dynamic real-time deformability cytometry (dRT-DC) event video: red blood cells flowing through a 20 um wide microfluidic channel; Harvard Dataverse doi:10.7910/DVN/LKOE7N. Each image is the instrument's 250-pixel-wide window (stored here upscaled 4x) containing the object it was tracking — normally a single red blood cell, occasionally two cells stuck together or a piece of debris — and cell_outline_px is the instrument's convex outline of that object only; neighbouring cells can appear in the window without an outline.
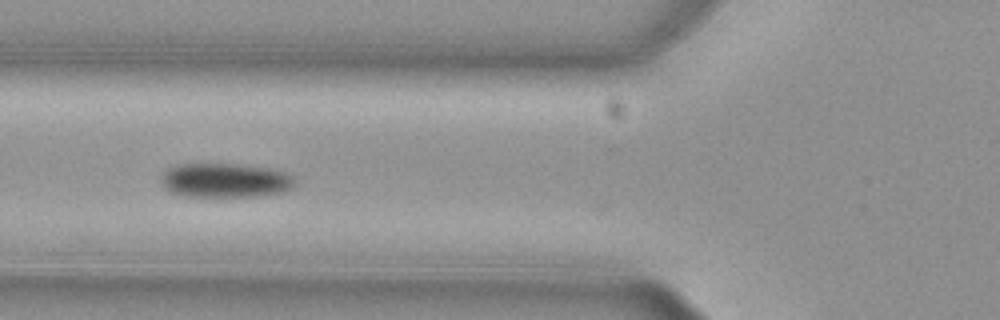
{"species": "common noctule bat (a hibernating species)", "species_latin": "Nyctalus noctula", "temperature_condition": "cold", "stored_images_in_passage": 32, "camera_frame_rate_fps": 3000, "um_per_image_px": 0.085, "animal": {"sex": "female", "body_mass_g": 29.2, "forearm_length_mm": 56.3}, "frame": {"image": 1, "passage_image": 2, "time_ms": 0.333, "image_size_px": [1000, 320], "cell_outline_px": [[296, 184], [292, 188], [280, 192], [256, 196], [216, 200], [184, 196], [168, 192], [160, 184], [160, 176], [168, 168], [176, 164], [236, 164], [272, 168], [288, 172], [296, 180]], "centroid_in_image_um": [19.1, 15.37], "position_along_channel_um": 106.7, "area_um2": 28.15}}
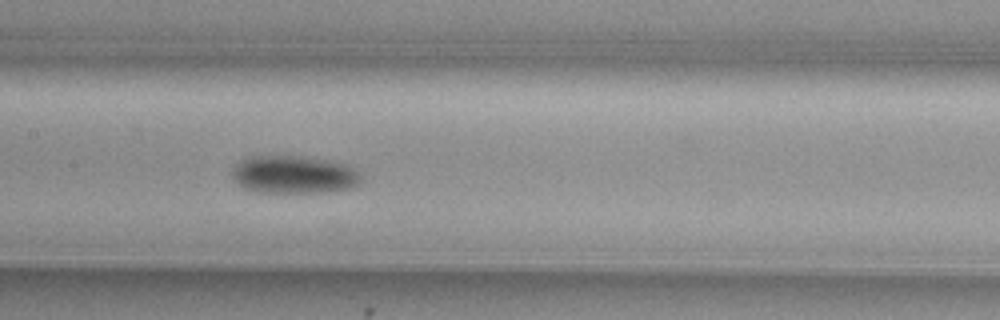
{"frame": {"image": 2, "passage_image": 8, "time_ms": 2.333, "image_size_px": [1000, 320], "cell_outline_px": [[360, 180], [352, 188], [332, 192], [256, 192], [244, 188], [232, 176], [232, 168], [236, 164], [252, 156], [300, 156], [328, 160], [344, 164], [352, 168], [360, 176]], "centroid_in_image_um": [24.97, 14.85], "position_along_channel_um": 182.4, "area_um2": 28.15}}
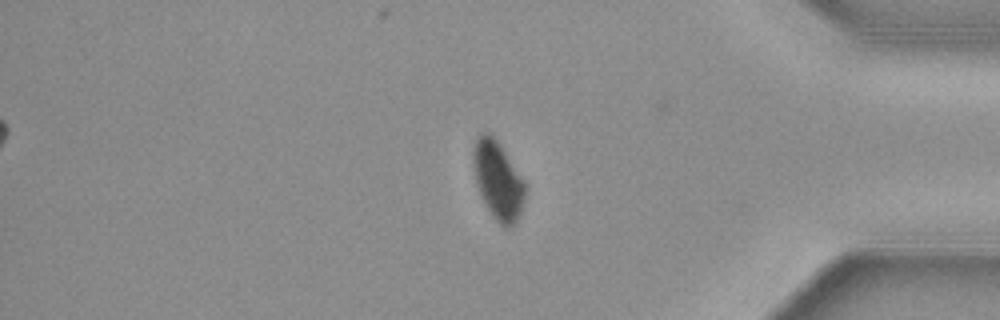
{"frame": {"image": 3, "passage_image": 27, "time_ms": 8.667, "image_size_px": [1000, 320], "cell_outline_px": [[524, 200], [516, 224], [508, 228], [500, 224], [492, 216], [480, 196], [476, 180], [472, 156], [472, 152], [476, 140], [484, 132], [488, 132], [500, 144], [524, 180]], "centroid_in_image_um": [42.32, 15.35], "position_along_channel_um": 392.9, "area_um2": 23.29}, "authors_computed_cell_mechanics": {"area_um2": 28.0041, "velocity_mm_per_s": 3.7761, "shape_relaxation_time_tau1_ms": 3.2116, "shape_relaxation_time_tau2_ms": null, "deformation_change_tau1": 0.0861, "deformation_change_tau2": null}}